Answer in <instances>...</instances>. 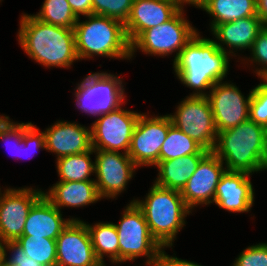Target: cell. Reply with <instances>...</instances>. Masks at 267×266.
Masks as SVG:
<instances>
[{
    "label": "cell",
    "mask_w": 267,
    "mask_h": 266,
    "mask_svg": "<svg viewBox=\"0 0 267 266\" xmlns=\"http://www.w3.org/2000/svg\"><path fill=\"white\" fill-rule=\"evenodd\" d=\"M18 41L29 58L45 67H71L78 59L74 28L55 26L29 14L20 18Z\"/></svg>",
    "instance_id": "1"
},
{
    "label": "cell",
    "mask_w": 267,
    "mask_h": 266,
    "mask_svg": "<svg viewBox=\"0 0 267 266\" xmlns=\"http://www.w3.org/2000/svg\"><path fill=\"white\" fill-rule=\"evenodd\" d=\"M207 1L208 0H175L176 4L180 10H184L183 6L185 4H189V5L191 4L192 6L194 5L195 7L202 9L206 5Z\"/></svg>",
    "instance_id": "40"
},
{
    "label": "cell",
    "mask_w": 267,
    "mask_h": 266,
    "mask_svg": "<svg viewBox=\"0 0 267 266\" xmlns=\"http://www.w3.org/2000/svg\"><path fill=\"white\" fill-rule=\"evenodd\" d=\"M141 113L119 106L117 109L98 115L90 126L92 148L106 151H124L128 154L132 134Z\"/></svg>",
    "instance_id": "10"
},
{
    "label": "cell",
    "mask_w": 267,
    "mask_h": 266,
    "mask_svg": "<svg viewBox=\"0 0 267 266\" xmlns=\"http://www.w3.org/2000/svg\"><path fill=\"white\" fill-rule=\"evenodd\" d=\"M88 20L74 26L76 52L79 60L94 55L114 59H131L130 43L124 24L102 15H87Z\"/></svg>",
    "instance_id": "4"
},
{
    "label": "cell",
    "mask_w": 267,
    "mask_h": 266,
    "mask_svg": "<svg viewBox=\"0 0 267 266\" xmlns=\"http://www.w3.org/2000/svg\"><path fill=\"white\" fill-rule=\"evenodd\" d=\"M229 57L214 40L198 32L173 62V68L180 82L194 89L190 96H207L205 90L227 77Z\"/></svg>",
    "instance_id": "2"
},
{
    "label": "cell",
    "mask_w": 267,
    "mask_h": 266,
    "mask_svg": "<svg viewBox=\"0 0 267 266\" xmlns=\"http://www.w3.org/2000/svg\"><path fill=\"white\" fill-rule=\"evenodd\" d=\"M74 14L87 16L92 14V0H67Z\"/></svg>",
    "instance_id": "38"
},
{
    "label": "cell",
    "mask_w": 267,
    "mask_h": 266,
    "mask_svg": "<svg viewBox=\"0 0 267 266\" xmlns=\"http://www.w3.org/2000/svg\"><path fill=\"white\" fill-rule=\"evenodd\" d=\"M223 165L224 163L212 151L200 160L194 174L180 192L191 210L201 204L213 203L216 187L226 171Z\"/></svg>",
    "instance_id": "16"
},
{
    "label": "cell",
    "mask_w": 267,
    "mask_h": 266,
    "mask_svg": "<svg viewBox=\"0 0 267 266\" xmlns=\"http://www.w3.org/2000/svg\"><path fill=\"white\" fill-rule=\"evenodd\" d=\"M252 90L246 98L233 83L219 81L207 91L217 132L236 127L249 119Z\"/></svg>",
    "instance_id": "14"
},
{
    "label": "cell",
    "mask_w": 267,
    "mask_h": 266,
    "mask_svg": "<svg viewBox=\"0 0 267 266\" xmlns=\"http://www.w3.org/2000/svg\"><path fill=\"white\" fill-rule=\"evenodd\" d=\"M33 16L42 22L65 28H74L78 21L67 0H44L40 11Z\"/></svg>",
    "instance_id": "29"
},
{
    "label": "cell",
    "mask_w": 267,
    "mask_h": 266,
    "mask_svg": "<svg viewBox=\"0 0 267 266\" xmlns=\"http://www.w3.org/2000/svg\"><path fill=\"white\" fill-rule=\"evenodd\" d=\"M56 266H106L96 258L83 220H72L57 237Z\"/></svg>",
    "instance_id": "15"
},
{
    "label": "cell",
    "mask_w": 267,
    "mask_h": 266,
    "mask_svg": "<svg viewBox=\"0 0 267 266\" xmlns=\"http://www.w3.org/2000/svg\"><path fill=\"white\" fill-rule=\"evenodd\" d=\"M246 172L225 171L216 187L213 203L229 212H249L254 204V190Z\"/></svg>",
    "instance_id": "19"
},
{
    "label": "cell",
    "mask_w": 267,
    "mask_h": 266,
    "mask_svg": "<svg viewBox=\"0 0 267 266\" xmlns=\"http://www.w3.org/2000/svg\"><path fill=\"white\" fill-rule=\"evenodd\" d=\"M5 258L4 261L10 266H41L39 263L29 258L24 250L15 241L5 242L4 245ZM11 255L7 258V252Z\"/></svg>",
    "instance_id": "35"
},
{
    "label": "cell",
    "mask_w": 267,
    "mask_h": 266,
    "mask_svg": "<svg viewBox=\"0 0 267 266\" xmlns=\"http://www.w3.org/2000/svg\"><path fill=\"white\" fill-rule=\"evenodd\" d=\"M153 116L140 114L132 134L128 155L139 168L155 166L160 161L161 146L173 125L169 114Z\"/></svg>",
    "instance_id": "11"
},
{
    "label": "cell",
    "mask_w": 267,
    "mask_h": 266,
    "mask_svg": "<svg viewBox=\"0 0 267 266\" xmlns=\"http://www.w3.org/2000/svg\"><path fill=\"white\" fill-rule=\"evenodd\" d=\"M202 9L213 17L212 31L218 24L257 15V0H208Z\"/></svg>",
    "instance_id": "24"
},
{
    "label": "cell",
    "mask_w": 267,
    "mask_h": 266,
    "mask_svg": "<svg viewBox=\"0 0 267 266\" xmlns=\"http://www.w3.org/2000/svg\"><path fill=\"white\" fill-rule=\"evenodd\" d=\"M41 148L45 149L43 131H40L31 122L23 123V142L21 143L20 158L24 157V155L29 158L31 153Z\"/></svg>",
    "instance_id": "34"
},
{
    "label": "cell",
    "mask_w": 267,
    "mask_h": 266,
    "mask_svg": "<svg viewBox=\"0 0 267 266\" xmlns=\"http://www.w3.org/2000/svg\"><path fill=\"white\" fill-rule=\"evenodd\" d=\"M198 33L180 10L173 18L161 25L143 31L131 44V58L138 49L144 54L168 56L176 52L178 58L186 44Z\"/></svg>",
    "instance_id": "7"
},
{
    "label": "cell",
    "mask_w": 267,
    "mask_h": 266,
    "mask_svg": "<svg viewBox=\"0 0 267 266\" xmlns=\"http://www.w3.org/2000/svg\"><path fill=\"white\" fill-rule=\"evenodd\" d=\"M12 139L15 142V143H13V145L10 142V141H12ZM0 140L1 141L4 140V143H7L9 149L10 148L11 149L13 148L12 150H15L16 151V152L13 151V153L14 154L16 153L15 155L20 156V153H21V143L23 142V122L22 123L12 122L7 127V129H5L1 133Z\"/></svg>",
    "instance_id": "36"
},
{
    "label": "cell",
    "mask_w": 267,
    "mask_h": 266,
    "mask_svg": "<svg viewBox=\"0 0 267 266\" xmlns=\"http://www.w3.org/2000/svg\"><path fill=\"white\" fill-rule=\"evenodd\" d=\"M264 27L261 19L258 15H255L233 22L218 24L211 32L218 40H214L216 45L229 56L235 57V50L251 49L257 35ZM224 45L229 48V51Z\"/></svg>",
    "instance_id": "20"
},
{
    "label": "cell",
    "mask_w": 267,
    "mask_h": 266,
    "mask_svg": "<svg viewBox=\"0 0 267 266\" xmlns=\"http://www.w3.org/2000/svg\"><path fill=\"white\" fill-rule=\"evenodd\" d=\"M43 196L40 189L6 188L0 197V240L16 241L23 229L32 206Z\"/></svg>",
    "instance_id": "13"
},
{
    "label": "cell",
    "mask_w": 267,
    "mask_h": 266,
    "mask_svg": "<svg viewBox=\"0 0 267 266\" xmlns=\"http://www.w3.org/2000/svg\"><path fill=\"white\" fill-rule=\"evenodd\" d=\"M176 109L169 114L172 124L204 149L213 151L218 132L208 97L186 96Z\"/></svg>",
    "instance_id": "9"
},
{
    "label": "cell",
    "mask_w": 267,
    "mask_h": 266,
    "mask_svg": "<svg viewBox=\"0 0 267 266\" xmlns=\"http://www.w3.org/2000/svg\"><path fill=\"white\" fill-rule=\"evenodd\" d=\"M232 266H267V242L245 248Z\"/></svg>",
    "instance_id": "33"
},
{
    "label": "cell",
    "mask_w": 267,
    "mask_h": 266,
    "mask_svg": "<svg viewBox=\"0 0 267 266\" xmlns=\"http://www.w3.org/2000/svg\"><path fill=\"white\" fill-rule=\"evenodd\" d=\"M95 155L94 179L98 193L103 198H116L127 187L138 168L128 154L118 151L93 149Z\"/></svg>",
    "instance_id": "12"
},
{
    "label": "cell",
    "mask_w": 267,
    "mask_h": 266,
    "mask_svg": "<svg viewBox=\"0 0 267 266\" xmlns=\"http://www.w3.org/2000/svg\"><path fill=\"white\" fill-rule=\"evenodd\" d=\"M257 15L267 27V0H257Z\"/></svg>",
    "instance_id": "39"
},
{
    "label": "cell",
    "mask_w": 267,
    "mask_h": 266,
    "mask_svg": "<svg viewBox=\"0 0 267 266\" xmlns=\"http://www.w3.org/2000/svg\"><path fill=\"white\" fill-rule=\"evenodd\" d=\"M43 195L60 211L63 207H83L102 199L94 180L57 181Z\"/></svg>",
    "instance_id": "22"
},
{
    "label": "cell",
    "mask_w": 267,
    "mask_h": 266,
    "mask_svg": "<svg viewBox=\"0 0 267 266\" xmlns=\"http://www.w3.org/2000/svg\"><path fill=\"white\" fill-rule=\"evenodd\" d=\"M29 258L41 266H56V240L38 236H21L15 241Z\"/></svg>",
    "instance_id": "28"
},
{
    "label": "cell",
    "mask_w": 267,
    "mask_h": 266,
    "mask_svg": "<svg viewBox=\"0 0 267 266\" xmlns=\"http://www.w3.org/2000/svg\"><path fill=\"white\" fill-rule=\"evenodd\" d=\"M122 78L106 73L95 72L87 75L76 86V107L82 113L98 116L109 113L125 103V88Z\"/></svg>",
    "instance_id": "8"
},
{
    "label": "cell",
    "mask_w": 267,
    "mask_h": 266,
    "mask_svg": "<svg viewBox=\"0 0 267 266\" xmlns=\"http://www.w3.org/2000/svg\"><path fill=\"white\" fill-rule=\"evenodd\" d=\"M142 210L151 236L161 247H172L177 233L184 228L185 218L192 213L181 193L153 184L145 199H134Z\"/></svg>",
    "instance_id": "5"
},
{
    "label": "cell",
    "mask_w": 267,
    "mask_h": 266,
    "mask_svg": "<svg viewBox=\"0 0 267 266\" xmlns=\"http://www.w3.org/2000/svg\"><path fill=\"white\" fill-rule=\"evenodd\" d=\"M72 220L80 219H64L61 211L43 195L30 209L22 236L34 235L56 240Z\"/></svg>",
    "instance_id": "21"
},
{
    "label": "cell",
    "mask_w": 267,
    "mask_h": 266,
    "mask_svg": "<svg viewBox=\"0 0 267 266\" xmlns=\"http://www.w3.org/2000/svg\"><path fill=\"white\" fill-rule=\"evenodd\" d=\"M169 247H162L159 252V257L156 266H202L198 263L183 260L176 256H169L164 249Z\"/></svg>",
    "instance_id": "37"
},
{
    "label": "cell",
    "mask_w": 267,
    "mask_h": 266,
    "mask_svg": "<svg viewBox=\"0 0 267 266\" xmlns=\"http://www.w3.org/2000/svg\"><path fill=\"white\" fill-rule=\"evenodd\" d=\"M0 266H10L5 261Z\"/></svg>",
    "instance_id": "43"
},
{
    "label": "cell",
    "mask_w": 267,
    "mask_h": 266,
    "mask_svg": "<svg viewBox=\"0 0 267 266\" xmlns=\"http://www.w3.org/2000/svg\"><path fill=\"white\" fill-rule=\"evenodd\" d=\"M119 243V264L146 257L145 265L156 266L160 244L151 236L142 210L130 202L123 211L119 224H115Z\"/></svg>",
    "instance_id": "6"
},
{
    "label": "cell",
    "mask_w": 267,
    "mask_h": 266,
    "mask_svg": "<svg viewBox=\"0 0 267 266\" xmlns=\"http://www.w3.org/2000/svg\"><path fill=\"white\" fill-rule=\"evenodd\" d=\"M252 90V97L249 105V119L267 129V80L262 78Z\"/></svg>",
    "instance_id": "31"
},
{
    "label": "cell",
    "mask_w": 267,
    "mask_h": 266,
    "mask_svg": "<svg viewBox=\"0 0 267 266\" xmlns=\"http://www.w3.org/2000/svg\"><path fill=\"white\" fill-rule=\"evenodd\" d=\"M5 243L0 240V265L4 262L5 251H4Z\"/></svg>",
    "instance_id": "42"
},
{
    "label": "cell",
    "mask_w": 267,
    "mask_h": 266,
    "mask_svg": "<svg viewBox=\"0 0 267 266\" xmlns=\"http://www.w3.org/2000/svg\"><path fill=\"white\" fill-rule=\"evenodd\" d=\"M94 150L81 154H74L60 157L56 160V168L60 181H86L94 180L89 176L95 173V162L91 159Z\"/></svg>",
    "instance_id": "26"
},
{
    "label": "cell",
    "mask_w": 267,
    "mask_h": 266,
    "mask_svg": "<svg viewBox=\"0 0 267 266\" xmlns=\"http://www.w3.org/2000/svg\"><path fill=\"white\" fill-rule=\"evenodd\" d=\"M12 122L8 116L0 115V135Z\"/></svg>",
    "instance_id": "41"
},
{
    "label": "cell",
    "mask_w": 267,
    "mask_h": 266,
    "mask_svg": "<svg viewBox=\"0 0 267 266\" xmlns=\"http://www.w3.org/2000/svg\"><path fill=\"white\" fill-rule=\"evenodd\" d=\"M133 0H92V14L102 15L126 23Z\"/></svg>",
    "instance_id": "30"
},
{
    "label": "cell",
    "mask_w": 267,
    "mask_h": 266,
    "mask_svg": "<svg viewBox=\"0 0 267 266\" xmlns=\"http://www.w3.org/2000/svg\"><path fill=\"white\" fill-rule=\"evenodd\" d=\"M84 223L87 225L96 258L103 265L105 255L113 264H118L119 243L115 223L98 222L94 225Z\"/></svg>",
    "instance_id": "25"
},
{
    "label": "cell",
    "mask_w": 267,
    "mask_h": 266,
    "mask_svg": "<svg viewBox=\"0 0 267 266\" xmlns=\"http://www.w3.org/2000/svg\"><path fill=\"white\" fill-rule=\"evenodd\" d=\"M199 143L172 125L160 149V161L177 159L190 154H207Z\"/></svg>",
    "instance_id": "27"
},
{
    "label": "cell",
    "mask_w": 267,
    "mask_h": 266,
    "mask_svg": "<svg viewBox=\"0 0 267 266\" xmlns=\"http://www.w3.org/2000/svg\"><path fill=\"white\" fill-rule=\"evenodd\" d=\"M44 133L45 150L57 158L91 151V127L76 122L59 121L48 127Z\"/></svg>",
    "instance_id": "17"
},
{
    "label": "cell",
    "mask_w": 267,
    "mask_h": 266,
    "mask_svg": "<svg viewBox=\"0 0 267 266\" xmlns=\"http://www.w3.org/2000/svg\"><path fill=\"white\" fill-rule=\"evenodd\" d=\"M179 11L173 0H133L129 17L124 24L129 43L143 31L167 22Z\"/></svg>",
    "instance_id": "18"
},
{
    "label": "cell",
    "mask_w": 267,
    "mask_h": 266,
    "mask_svg": "<svg viewBox=\"0 0 267 266\" xmlns=\"http://www.w3.org/2000/svg\"><path fill=\"white\" fill-rule=\"evenodd\" d=\"M212 152L225 163L226 171L252 175L267 170V129L248 119L218 132Z\"/></svg>",
    "instance_id": "3"
},
{
    "label": "cell",
    "mask_w": 267,
    "mask_h": 266,
    "mask_svg": "<svg viewBox=\"0 0 267 266\" xmlns=\"http://www.w3.org/2000/svg\"><path fill=\"white\" fill-rule=\"evenodd\" d=\"M251 58H247L246 61L255 63L257 65H262L260 68H256L254 71L256 75L261 79L267 76V27H264L256 37V40L252 44Z\"/></svg>",
    "instance_id": "32"
},
{
    "label": "cell",
    "mask_w": 267,
    "mask_h": 266,
    "mask_svg": "<svg viewBox=\"0 0 267 266\" xmlns=\"http://www.w3.org/2000/svg\"><path fill=\"white\" fill-rule=\"evenodd\" d=\"M206 154H190L177 159L159 161L158 176L154 182L159 187L181 192Z\"/></svg>",
    "instance_id": "23"
}]
</instances>
